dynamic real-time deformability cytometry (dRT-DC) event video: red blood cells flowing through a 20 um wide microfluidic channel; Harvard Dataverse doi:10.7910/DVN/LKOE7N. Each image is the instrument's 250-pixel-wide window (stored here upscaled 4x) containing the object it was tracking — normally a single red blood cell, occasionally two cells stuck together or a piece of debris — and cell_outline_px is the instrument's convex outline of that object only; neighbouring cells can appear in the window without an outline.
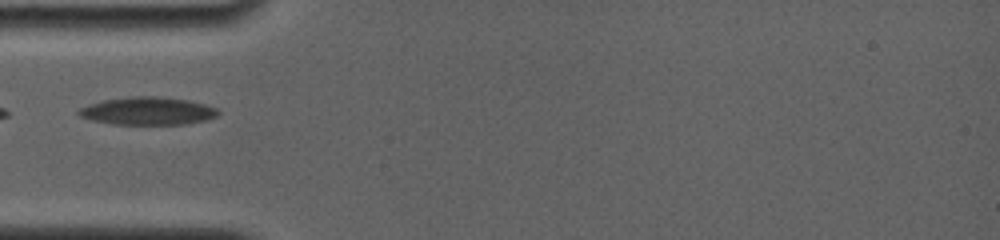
{"species": "common noctule bat (a hibernating species)", "species_latin": "Nyctalus noctula", "temperature_condition": "room temperature", "stored_images_in_passage": 23, "camera_frame_rate_fps": 4000, "um_per_image_px": 0.085, "animal": {"sex": "female", "body_mass_g": 19.0, "forearm_length_mm": 56.7}, "frame": {"image": 1, "passage_image": 1, "time_ms": 0.0, "image_size_px": [1000, 240], "cell_outline_px": [[220, 112], [216, 116], [204, 120], [184, 124], [112, 124], [80, 116], [76, 112], [80, 108], [88, 104], [104, 100], [136, 96], [156, 96], [188, 100], [204, 104], [216, 108]], "centroid_in_image_um": [12.56, 9.43], "position_along_channel_um": 72.4, "area_um2": 22.25}}
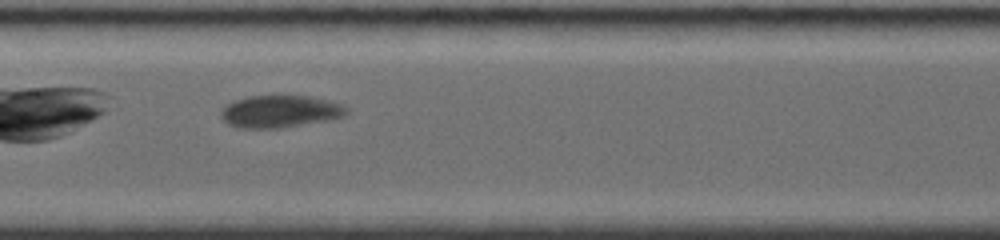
{"frame": {"image": 2, "passage_image": 6, "time_ms": 3.0, "image_size_px": [1000, 240], "cell_outline_px": [[348, 112], [344, 116], [324, 120], [280, 128], [236, 128], [228, 124], [220, 116], [220, 112], [228, 104], [236, 100], [248, 96], [308, 96], [344, 104], [348, 108]], "centroid_in_image_um": [23.79, 9.47], "position_along_channel_um": 183.6, "area_um2": 23.35}}
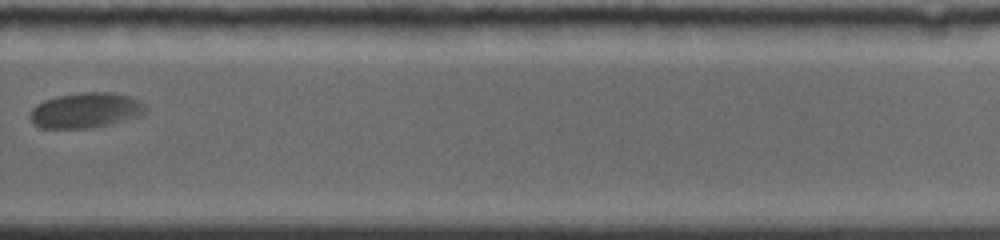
{"frame": {"image": 3, "passage_image": 16, "time_ms": 6.75, "image_size_px": [1000, 240], "cell_outline_px": [[144, 112], [140, 116], [108, 124], [88, 128], [44, 128], [32, 124], [28, 116], [32, 108], [36, 104], [44, 100], [56, 96], [84, 92], [112, 92], [128, 96], [140, 100], [144, 108]], "centroid_in_image_um": [7.22, 9.37], "position_along_channel_um": 322.6, "area_um2": 23.64}}